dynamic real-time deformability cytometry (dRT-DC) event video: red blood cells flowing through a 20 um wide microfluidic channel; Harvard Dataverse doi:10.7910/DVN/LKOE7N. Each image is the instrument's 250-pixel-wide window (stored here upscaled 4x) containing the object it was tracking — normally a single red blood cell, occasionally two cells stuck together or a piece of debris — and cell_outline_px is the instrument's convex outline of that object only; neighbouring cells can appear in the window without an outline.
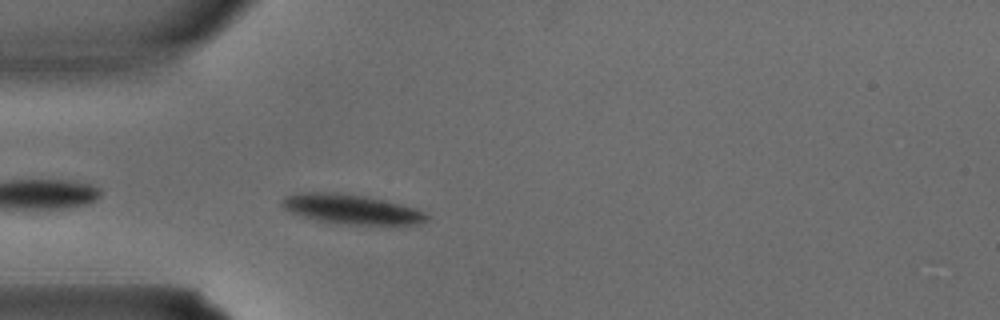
{"species": "common noctule bat (a hibernating species)", "species_latin": "Nyctalus noctula", "temperature_condition": "warm", "stored_images_in_passage": 2, "camera_frame_rate_fps": 3000, "um_per_image_px": 0.085, "animal": {"sex": "male", "body_mass_g": 15.6}, "frame": {"image": 1, "passage_image": 2, "time_ms": 0.333, "image_size_px": [1000, 320], "cell_outline_px": [[428, 220], [416, 224], [348, 224], [316, 220], [292, 212], [284, 208], [280, 204], [280, 200], [284, 196], [300, 192], [336, 192], [368, 196], [400, 204], [424, 212], [428, 216]], "centroid_in_image_um": [29.81, 17.76], "position_along_channel_um": 55.2, "area_um2": 24.74}}